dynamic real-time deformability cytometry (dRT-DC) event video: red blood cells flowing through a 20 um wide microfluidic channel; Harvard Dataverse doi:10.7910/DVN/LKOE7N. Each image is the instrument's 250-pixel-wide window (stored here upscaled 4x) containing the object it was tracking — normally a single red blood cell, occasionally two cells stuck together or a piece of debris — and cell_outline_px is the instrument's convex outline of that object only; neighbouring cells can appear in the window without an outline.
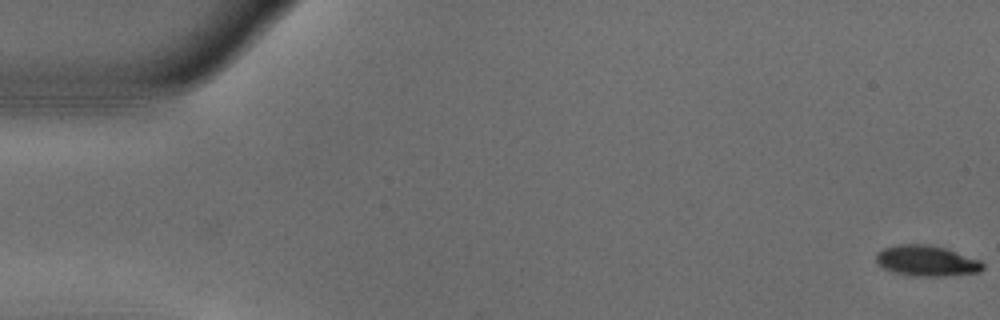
{"species": "common noctule bat (a hibernating species)", "species_latin": "Nyctalus noctula", "temperature_condition": "warm", "stored_images_in_passage": 55, "camera_frame_rate_fps": 3000, "um_per_image_px": 0.085, "animal": {"sex": "male", "body_mass_g": 18.8}, "frame": {"image": 1, "passage_image": 1, "time_ms": 0.0, "image_size_px": [1000, 320], "cell_outline_px": [[984, 268], [980, 272], [944, 276], [908, 276], [892, 272], [876, 264], [876, 252], [884, 248], [900, 244], [928, 244], [944, 248], [980, 260], [984, 264]], "centroid_in_image_um": [78.73, 22.18], "position_along_channel_um": 6.3, "area_um2": 19.19}}
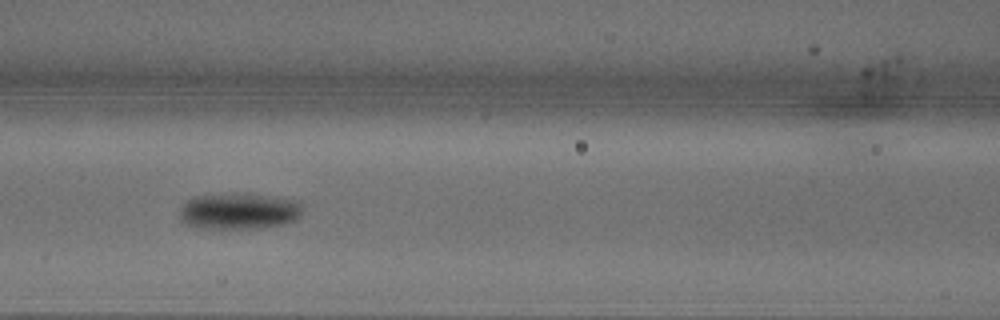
{"frame": {"image": 2, "passage_image": 24, "time_ms": 7.667, "image_size_px": [1000, 320], "cell_outline_px": [[300, 216], [296, 220], [284, 224], [260, 228], [196, 228], [180, 220], [180, 208], [188, 200], [196, 196], [236, 192], [268, 196], [296, 200], [300, 204]], "centroid_in_image_um": [20.29, 17.94], "position_along_channel_um": 146.3, "area_um2": 26.01}}
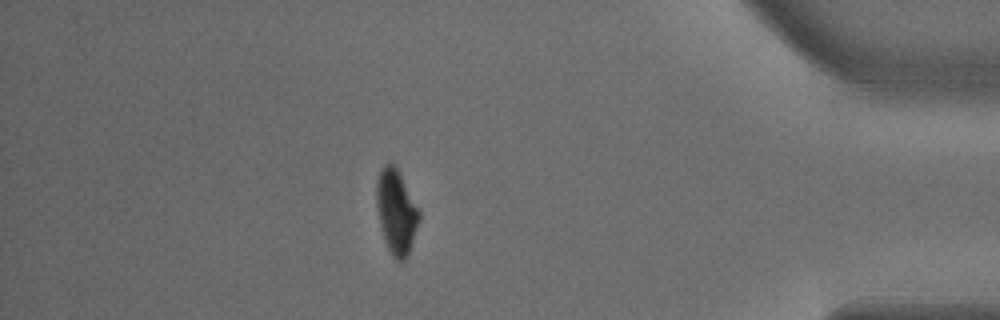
{"frame": {"image": 3, "passage_image": 48, "time_ms": 15.667, "image_size_px": [1000, 320], "cell_outline_px": [[420, 220], [408, 256], [404, 260], [396, 260], [392, 256], [384, 240], [380, 228], [376, 208], [376, 180], [380, 168], [384, 164], [392, 164], [396, 168], [420, 212]], "centroid_in_image_um": [33.66, 18.03], "position_along_channel_um": 401.5, "area_um2": 20.92}, "authors_computed_cell_mechanics": {"area_um2": 22.4842, "velocity_mm_per_s": 3.7059, "shape_relaxation_time_tau1_ms": 4.797, "shape_relaxation_time_tau2_ms": null, "deformation_change_tau1": 0.2034, "deformation_change_tau2": null}}